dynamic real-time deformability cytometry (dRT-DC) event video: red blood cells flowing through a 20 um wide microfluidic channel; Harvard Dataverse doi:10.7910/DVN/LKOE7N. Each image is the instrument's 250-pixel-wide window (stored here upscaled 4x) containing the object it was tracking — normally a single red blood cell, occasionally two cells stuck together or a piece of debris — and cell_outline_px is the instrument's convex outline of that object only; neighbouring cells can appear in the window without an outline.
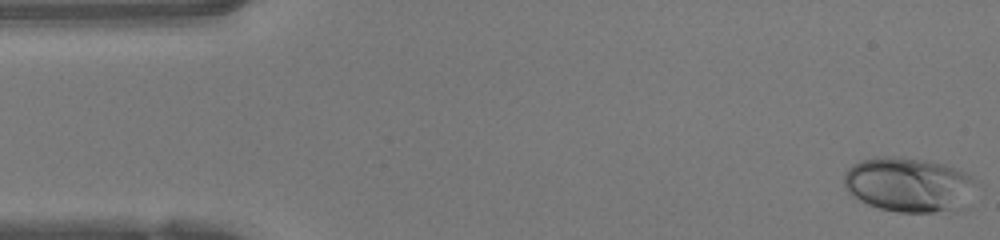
{"species": "human", "species_latin": "Homo sapiens", "temperature_condition": "warm", "stored_images_in_passage": 47, "camera_frame_rate_fps": 3000, "um_per_image_px": 0.085, "donor": {"sex": "female"}, "frame": {"image": 1, "passage_image": 1, "time_ms": 0.0, "image_size_px": [1000, 240], "cell_outline_px": [[976, 180], [956, 212], [900, 212], [880, 208], [868, 204], [860, 200], [844, 184], [844, 172], [852, 164], [860, 160], [876, 156], [896, 156], [924, 160], [944, 164], [956, 168], [972, 176]], "centroid_in_image_um": [77.19, 15.67], "position_along_channel_um": 7.8, "area_um2": 41.5}}
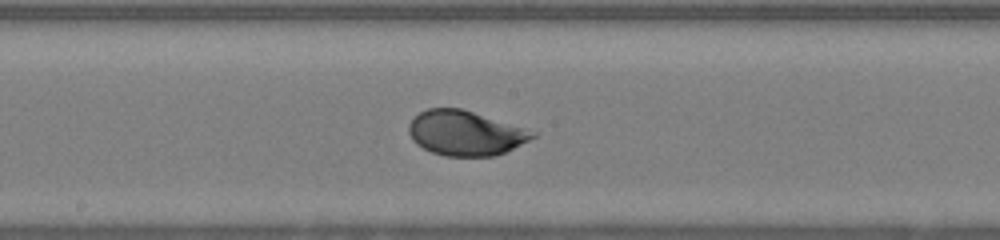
{"frame": {"image": 2, "passage_image": 24, "time_ms": 7.667, "image_size_px": [1000, 240], "cell_outline_px": [[540, 132], [536, 136], [496, 156], [444, 156], [432, 152], [416, 144], [412, 140], [408, 132], [408, 124], [420, 112], [428, 108], [460, 108]], "centroid_in_image_um": [39.55, 11.31], "position_along_channel_um": 208.6, "area_um2": 32.25}}
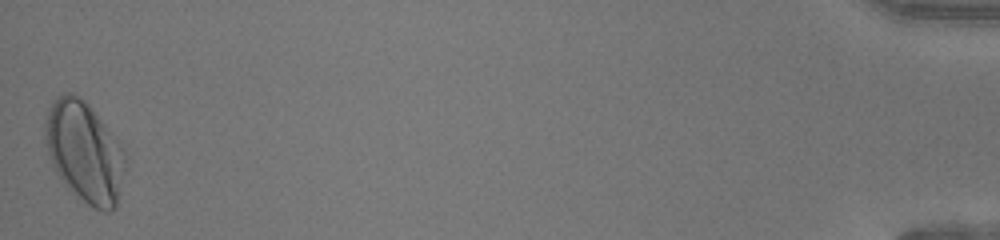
{"frame": {"image": 3, "passage_image": 47, "time_ms": 15.333, "image_size_px": [1000, 240], "cell_outline_px": [[124, 160], [116, 208], [108, 212], [104, 212], [88, 204], [68, 188], [64, 184], [56, 172], [52, 164], [44, 140], [44, 124], [52, 100], [64, 92], [72, 92], [80, 96], [88, 104], [104, 124], [124, 152]], "centroid_in_image_um": [7.12, 12.89], "position_along_channel_um": 428.1, "area_um2": 46.12}, "authors_computed_cell_mechanics": {"area_um2": 33.4084, "velocity_mm_per_s": 4.239, "shape_relaxation_time_tau1_ms": 3.0199, "shape_relaxation_time_tau2_ms": null, "deformation_change_tau1": 0.1584, "deformation_change_tau2": null}}